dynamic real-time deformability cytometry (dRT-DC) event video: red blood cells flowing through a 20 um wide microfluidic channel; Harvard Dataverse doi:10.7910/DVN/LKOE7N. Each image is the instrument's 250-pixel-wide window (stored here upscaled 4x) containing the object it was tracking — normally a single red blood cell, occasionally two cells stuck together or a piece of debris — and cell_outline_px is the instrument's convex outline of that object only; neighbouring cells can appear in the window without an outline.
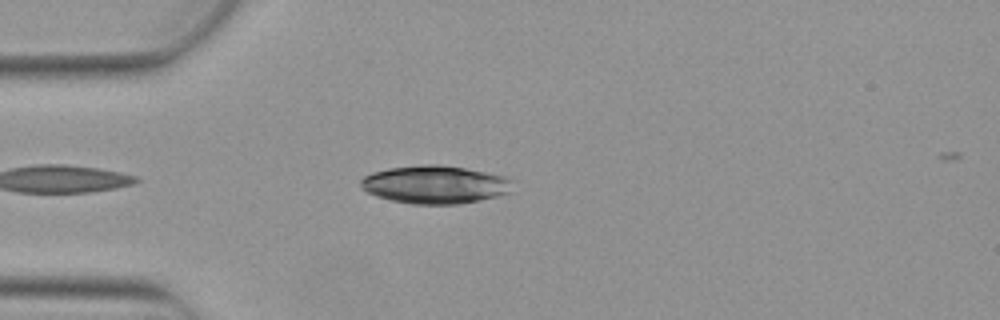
{"species": "Egyptian fruit bat (a non-hibernating species)", "species_latin": "Rousettus aegyptiacus", "temperature_condition": "warm", "stored_images_in_passage": 4, "camera_frame_rate_fps": 3000, "um_per_image_px": 0.085, "animal": {"sex": "female"}, "frame": {"image": 1, "passage_image": 4, "time_ms": 1.0, "image_size_px": [1000, 320], "cell_outline_px": [[512, 192], [480, 200], [460, 204], [412, 204], [392, 200], [376, 196], [360, 188], [360, 180], [364, 176], [372, 172], [388, 168], [420, 164], [440, 164], [464, 168], [504, 176], [512, 180]], "centroid_in_image_um": [36.96, 15.68], "position_along_channel_um": 48.0, "area_um2": 33.81}}